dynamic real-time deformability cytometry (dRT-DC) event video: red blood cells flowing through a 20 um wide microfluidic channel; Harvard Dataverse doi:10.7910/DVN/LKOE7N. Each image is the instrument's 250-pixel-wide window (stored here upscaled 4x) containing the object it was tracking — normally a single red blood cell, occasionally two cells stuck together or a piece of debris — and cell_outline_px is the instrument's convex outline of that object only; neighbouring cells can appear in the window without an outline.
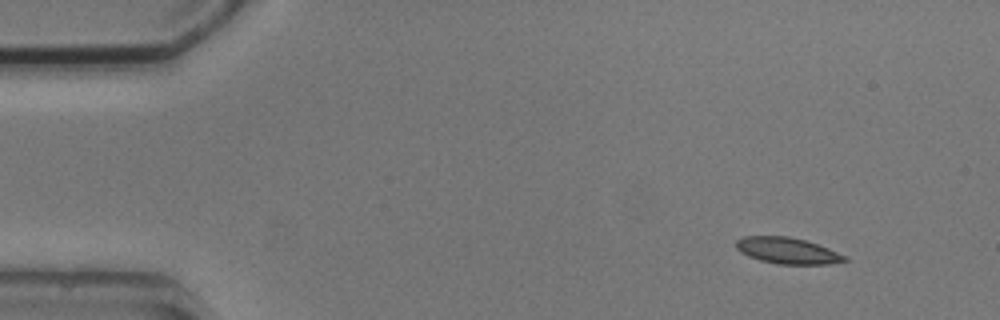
{"species": "common noctule bat (a hibernating species)", "species_latin": "Nyctalus noctula", "temperature_condition": "cold", "stored_images_in_passage": 2, "camera_frame_rate_fps": 3000, "um_per_image_px": 0.085, "animal": {"sex": "male", "body_mass_g": 20.5, "forearm_length_mm": 52.5}, "frame": {"image": 1, "passage_image": 2, "time_ms": 1.333, "image_size_px": [1000, 320], "cell_outline_px": [[848, 260], [828, 264], [776, 264], [760, 260], [748, 256], [740, 252], [736, 248], [736, 240], [744, 236], [788, 236], [804, 240], [828, 248], [848, 256]], "centroid_in_image_um": [66.92, 21.31], "position_along_channel_um": 18.1, "area_um2": 16.59}}